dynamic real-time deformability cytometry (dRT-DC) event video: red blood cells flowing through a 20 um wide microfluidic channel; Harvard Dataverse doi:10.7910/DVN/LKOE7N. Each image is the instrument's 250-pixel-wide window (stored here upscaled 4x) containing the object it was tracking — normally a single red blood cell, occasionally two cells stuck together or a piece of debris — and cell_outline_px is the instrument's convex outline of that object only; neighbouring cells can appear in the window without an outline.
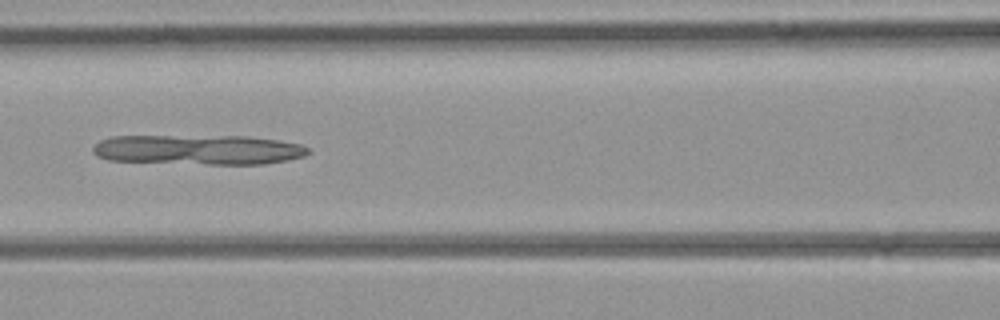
{"species": "common noctule bat (a hibernating species)", "species_latin": "Nyctalus noctula", "temperature_condition": "room temperature", "stored_images_in_passage": 43, "camera_frame_rate_fps": 3000, "um_per_image_px": 0.085, "animal": {"sex": "female", "body_mass_g": 21.9}, "frame": {"image": 1, "passage_image": 19, "time_ms": 6.0, "image_size_px": [1000, 320], "cell_outline_px": [[308, 152], [304, 156], [288, 160], [264, 164], [208, 164], [108, 160], [96, 156], [92, 152], [92, 148], [100, 140], [112, 136], [244, 136], [280, 140], [300, 144], [308, 148]], "centroid_in_image_um": [16.84, 12.72], "position_along_channel_um": 149.8, "area_um2": 37.51}}
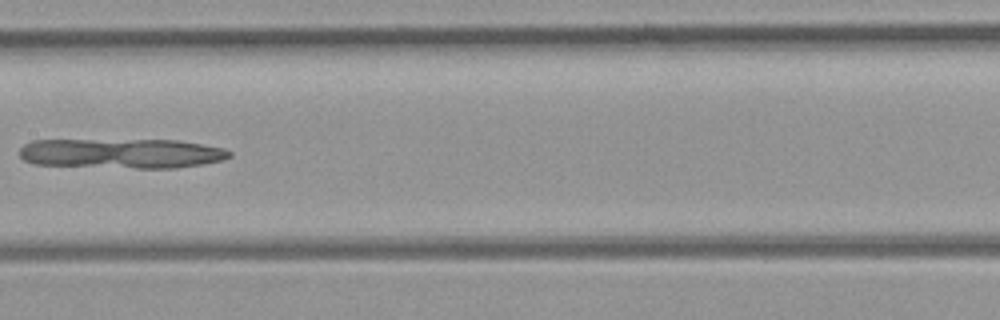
{"frame": {"image": 2, "passage_image": 22, "time_ms": 7.0, "image_size_px": [1000, 320], "cell_outline_px": [[232, 156], [224, 160], [204, 164], [176, 168], [136, 168], [36, 164], [24, 160], [20, 156], [20, 148], [24, 144], [32, 140], [180, 140], [224, 148], [232, 152]], "centroid_in_image_um": [10.39, 13.04], "position_along_channel_um": 197.0, "area_um2": 36.65}}
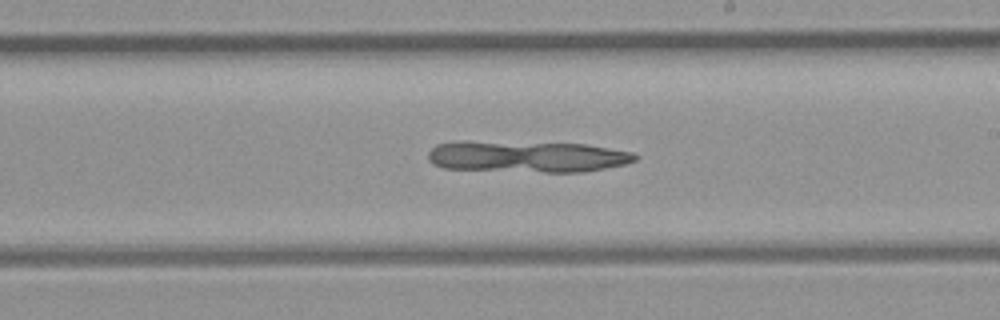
{"frame": {"image": 3, "passage_image": 25, "time_ms": 8.0, "image_size_px": [1000, 320], "cell_outline_px": [[636, 160], [624, 164], [584, 172], [544, 172], [444, 168], [432, 164], [428, 160], [428, 152], [436, 144], [588, 144], [632, 152], [636, 156]], "centroid_in_image_um": [44.91, 13.36], "position_along_channel_um": 244.1, "area_um2": 36.01}}